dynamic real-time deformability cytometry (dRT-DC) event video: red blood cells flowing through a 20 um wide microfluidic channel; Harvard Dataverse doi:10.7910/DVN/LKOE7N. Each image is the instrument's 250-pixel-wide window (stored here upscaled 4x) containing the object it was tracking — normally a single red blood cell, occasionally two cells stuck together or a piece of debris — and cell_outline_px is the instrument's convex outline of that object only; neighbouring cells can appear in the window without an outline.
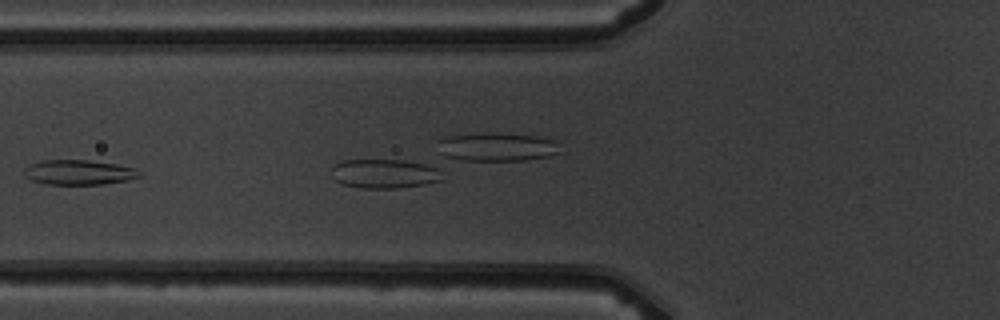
{"species": "common noctule bat (a hibernating species)", "species_latin": "Nyctalus noctula", "temperature_condition": "warm", "stored_images_in_passage": 7, "camera_frame_rate_fps": 3000, "um_per_image_px": 0.085, "animal": {"sex": "male", "body_mass_g": 19.5, "forearm_length_mm": 54.6}, "frame": {"image": 1, "passage_image": 6, "time_ms": 7.333, "image_size_px": [1000, 320], "cell_outline_px": [[140, 176], [128, 180], [100, 184], [44, 184], [32, 180], [24, 176], [24, 168], [28, 164], [40, 160], [88, 160], [116, 164], [132, 168]], "centroid_in_image_um": [6.59, 14.64], "position_along_channel_um": 119.2, "area_um2": 16.53}}